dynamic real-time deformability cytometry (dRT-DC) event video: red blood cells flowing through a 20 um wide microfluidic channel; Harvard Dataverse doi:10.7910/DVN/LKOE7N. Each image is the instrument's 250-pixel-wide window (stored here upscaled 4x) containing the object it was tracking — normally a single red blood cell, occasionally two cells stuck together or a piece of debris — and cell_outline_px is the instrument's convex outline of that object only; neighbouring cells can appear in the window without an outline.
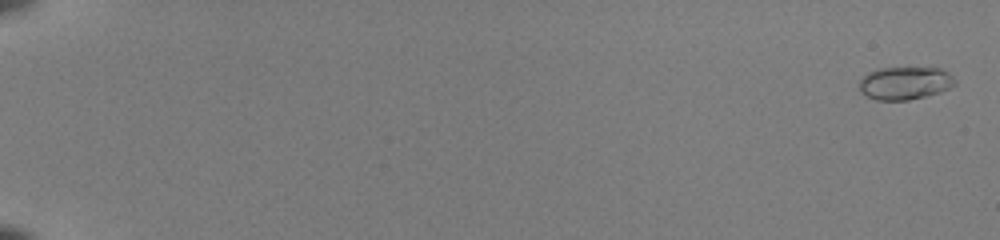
{"species": "common noctule bat (a hibernating species)", "species_latin": "Nyctalus noctula", "temperature_condition": "room temperature", "stored_images_in_passage": 55, "camera_frame_rate_fps": 3000, "um_per_image_px": 0.085, "animal": {"sex": "female", "body_mass_g": 22.0, "forearm_length_mm": 56.7}, "frame": {"image": 1, "passage_image": 2, "time_ms": 0.333, "image_size_px": [1000, 240], "cell_outline_px": [[956, 84], [940, 92], [908, 100], [876, 100], [860, 92], [860, 80], [868, 72], [880, 68], [940, 68], [948, 72], [956, 80]], "centroid_in_image_um": [76.92, 7.06], "position_along_channel_um": 8.1, "area_um2": 18.21}}
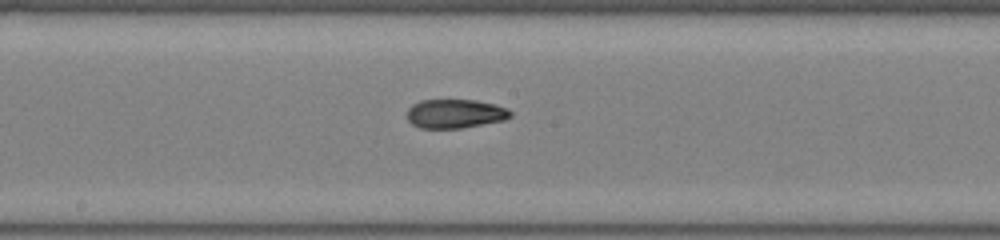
{"frame": {"image": 2, "passage_image": 33, "time_ms": 10.667, "image_size_px": [1000, 240], "cell_outline_px": [[512, 116], [504, 120], [460, 128], [420, 128], [412, 124], [408, 120], [408, 108], [412, 104], [420, 100], [476, 100], [508, 108], [512, 112]], "centroid_in_image_um": [38.68, 9.66], "position_along_channel_um": 209.5, "area_um2": 17.4}}
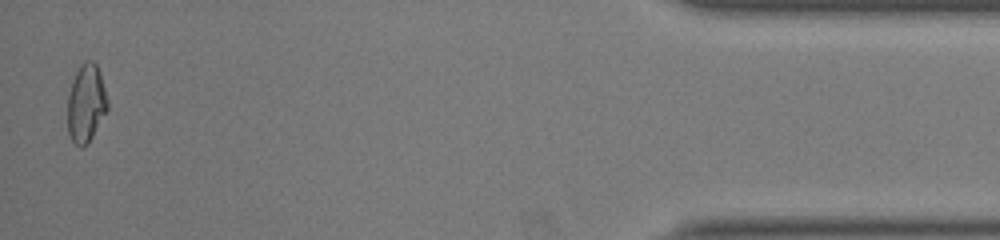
{"frame": {"image": 3, "passage_image": 54, "time_ms": 17.667, "image_size_px": [1000, 240], "cell_outline_px": [[108, 108], [88, 144], [80, 148], [72, 140], [68, 132], [68, 96], [72, 80], [80, 64], [84, 60], [92, 60], [96, 64], [108, 100]], "centroid_in_image_um": [7.31, 8.78], "position_along_channel_um": 427.9, "area_um2": 18.03}, "authors_computed_cell_mechanics": {"area_um2": 17.7446, "velocity_mm_per_s": 4.0186, "shape_relaxation_time_tau1_ms": 7.3988, "shape_relaxation_time_tau2_ms": 1.7024, "deformation_change_tau1": 0.2446, "deformation_change_tau2": 0.0681}}